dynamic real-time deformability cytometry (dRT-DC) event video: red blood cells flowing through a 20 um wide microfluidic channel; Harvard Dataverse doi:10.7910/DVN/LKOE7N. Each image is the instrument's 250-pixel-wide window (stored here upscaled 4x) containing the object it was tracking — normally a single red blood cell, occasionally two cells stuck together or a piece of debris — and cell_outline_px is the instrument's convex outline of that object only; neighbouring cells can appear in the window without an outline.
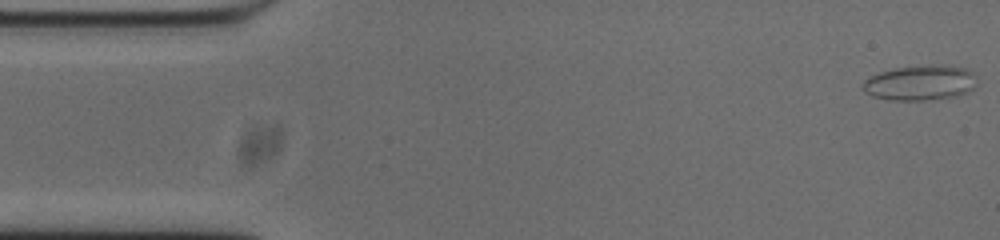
{"species": "common noctule bat (a hibernating species)", "species_latin": "Nyctalus noctula", "temperature_condition": "cold", "stored_images_in_passage": 54, "camera_frame_rate_fps": 3000, "um_per_image_px": 0.085, "animal": {"sex": "male", "body_mass_g": 20.0, "forearm_length_mm": 53.3}, "frame": {"image": 1, "passage_image": 1, "time_ms": 0.0, "image_size_px": [1000, 240], "cell_outline_px": [[976, 84], [972, 88], [956, 96], [924, 100], [888, 100], [872, 96], [864, 92], [860, 84], [864, 80], [880, 72], [896, 68], [964, 68], [972, 72]], "centroid_in_image_um": [78.1, 7.1], "position_along_channel_um": 6.9, "area_um2": 22.14}}
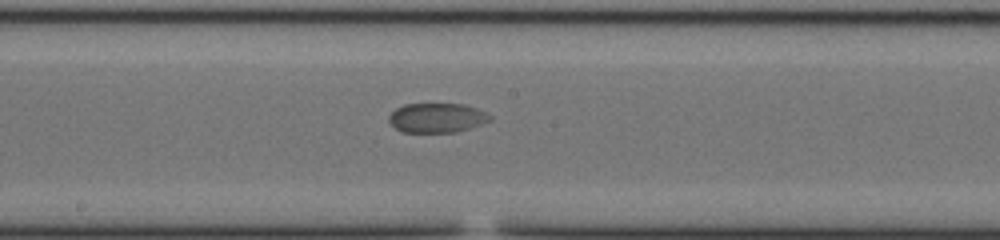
{"frame": {"image": 2, "passage_image": 27, "time_ms": 8.667, "image_size_px": [1000, 240], "cell_outline_px": [[492, 120], [456, 132], [400, 132], [388, 120], [388, 116], [396, 108], [404, 104], [464, 104], [476, 108], [492, 116]], "centroid_in_image_um": [37.12, 10.01], "position_along_channel_um": 211.1, "area_um2": 17.28}}
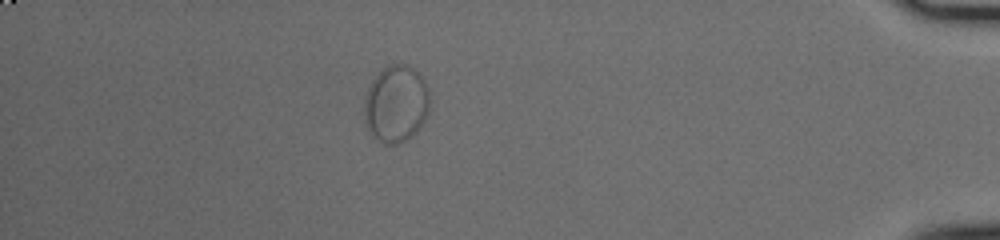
{"frame": {"image": 3, "passage_image": 47, "time_ms": 15.333, "image_size_px": [1000, 240], "cell_outline_px": [[428, 112], [424, 120], [416, 132], [412, 136], [396, 144], [384, 144], [372, 136], [364, 120], [364, 100], [368, 88], [372, 80], [388, 64], [408, 64], [420, 76], [428, 88]], "centroid_in_image_um": [33.64, 8.84], "position_along_channel_um": 401.6, "area_um2": 29.19}}